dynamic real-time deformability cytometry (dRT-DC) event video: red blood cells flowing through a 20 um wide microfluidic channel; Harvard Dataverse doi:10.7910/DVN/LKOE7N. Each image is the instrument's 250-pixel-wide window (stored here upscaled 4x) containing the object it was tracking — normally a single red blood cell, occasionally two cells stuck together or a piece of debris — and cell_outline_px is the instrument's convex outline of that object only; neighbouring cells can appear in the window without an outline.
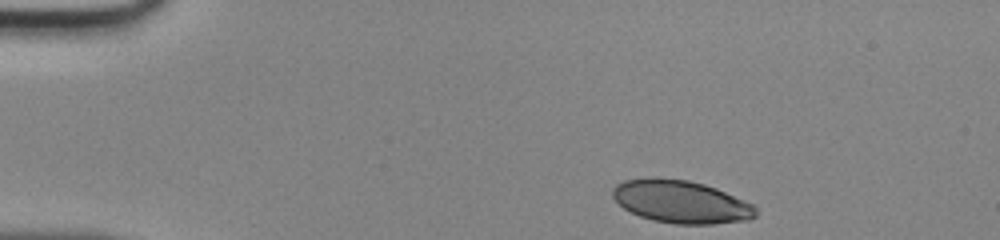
{"species": "human", "species_latin": "Homo sapiens", "temperature_condition": "room temperature", "stored_images_in_passage": 35, "camera_frame_rate_fps": 3000, "um_per_image_px": 0.085, "donor": {"sex": "male"}, "frame": {"image": 1, "passage_image": 1, "time_ms": 0.0, "image_size_px": [1000, 240], "cell_outline_px": [[756, 216], [748, 220], [712, 224], [676, 224], [652, 220], [640, 216], [624, 208], [612, 196], [612, 188], [616, 184], [624, 180], [656, 176], [688, 180], [704, 184], [716, 188], [752, 204], [756, 208]], "centroid_in_image_um": [57.86, 17.13], "position_along_channel_um": 27.1, "area_um2": 35.72}}
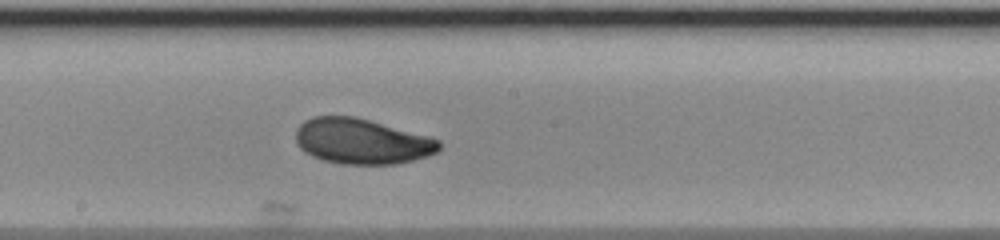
{"frame": {"image": 2, "passage_image": 20, "time_ms": 6.333, "image_size_px": [1000, 240], "cell_outline_px": [[440, 148], [436, 152], [428, 156], [396, 164], [340, 164], [324, 160], [312, 156], [304, 152], [296, 144], [296, 128], [304, 120], [312, 116], [356, 116], [432, 136], [440, 140]], "centroid_in_image_um": [30.75, 12.0], "position_along_channel_um": 217.4, "area_um2": 38.44}}
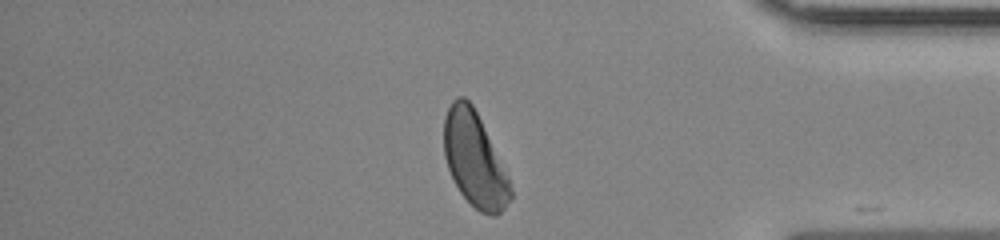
{"frame": {"image": 3, "passage_image": 34, "time_ms": 11.0, "image_size_px": [1000, 240], "cell_outline_px": [[512, 196], [504, 208], [496, 216], [492, 216], [480, 212], [460, 192], [448, 168], [444, 156], [444, 116], [452, 100], [456, 96], [464, 96], [472, 104], [508, 176], [512, 188]], "centroid_in_image_um": [40.32, 13.55], "position_along_channel_um": 394.9, "area_um2": 36.13}}